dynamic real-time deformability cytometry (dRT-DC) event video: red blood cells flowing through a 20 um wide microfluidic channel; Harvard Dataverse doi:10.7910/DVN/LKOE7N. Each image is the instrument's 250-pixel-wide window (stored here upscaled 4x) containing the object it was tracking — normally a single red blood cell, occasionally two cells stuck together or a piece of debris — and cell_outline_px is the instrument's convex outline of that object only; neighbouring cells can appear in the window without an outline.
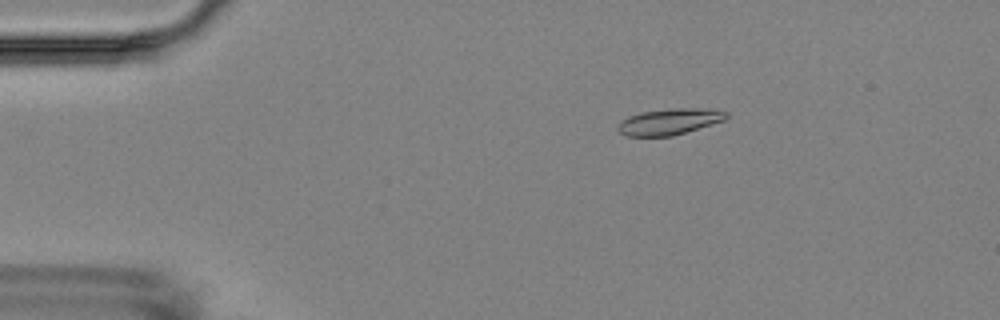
{"species": "Egyptian fruit bat (a non-hibernating species)", "species_latin": "Rousettus aegyptiacus", "temperature_condition": "room temperature", "stored_images_in_passage": 2, "camera_frame_rate_fps": 3000, "um_per_image_px": 0.085, "animal": {"sex": "female"}, "frame": {"image": 1, "passage_image": 1, "time_ms": 0.0, "image_size_px": [1000, 320], "cell_outline_px": [[728, 116], [724, 120], [672, 136], [628, 136], [620, 132], [616, 128], [616, 124], [620, 120], [628, 116], [644, 112], [672, 108], [716, 108], [728, 112]], "centroid_in_image_um": [56.9, 10.32], "position_along_channel_um": 28.1, "area_um2": 16.59}}